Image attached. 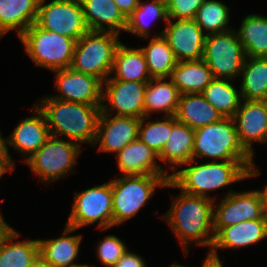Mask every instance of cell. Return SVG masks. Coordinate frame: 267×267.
Returning <instances> with one entry per match:
<instances>
[{
  "instance_id": "cell-1",
  "label": "cell",
  "mask_w": 267,
  "mask_h": 267,
  "mask_svg": "<svg viewBox=\"0 0 267 267\" xmlns=\"http://www.w3.org/2000/svg\"><path fill=\"white\" fill-rule=\"evenodd\" d=\"M171 204L163 219L178 238L185 256L189 253V246L194 242L196 245L208 247L210 251L215 235L214 200L180 192Z\"/></svg>"
},
{
  "instance_id": "cell-2",
  "label": "cell",
  "mask_w": 267,
  "mask_h": 267,
  "mask_svg": "<svg viewBox=\"0 0 267 267\" xmlns=\"http://www.w3.org/2000/svg\"><path fill=\"white\" fill-rule=\"evenodd\" d=\"M193 159L181 165L183 169L170 173V180L164 188H178L181 192L212 199L210 191H217L232 183L252 179L260 171L251 173L239 160L209 161L194 164ZM209 193V194H208Z\"/></svg>"
},
{
  "instance_id": "cell-3",
  "label": "cell",
  "mask_w": 267,
  "mask_h": 267,
  "mask_svg": "<svg viewBox=\"0 0 267 267\" xmlns=\"http://www.w3.org/2000/svg\"><path fill=\"white\" fill-rule=\"evenodd\" d=\"M41 99L36 105L44 114L51 136H64L80 145L94 144L101 106L67 102L50 96Z\"/></svg>"
},
{
  "instance_id": "cell-4",
  "label": "cell",
  "mask_w": 267,
  "mask_h": 267,
  "mask_svg": "<svg viewBox=\"0 0 267 267\" xmlns=\"http://www.w3.org/2000/svg\"><path fill=\"white\" fill-rule=\"evenodd\" d=\"M192 159L207 157L212 161L239 160L251 173L259 171L253 157L242 147L233 117L195 129Z\"/></svg>"
},
{
  "instance_id": "cell-5",
  "label": "cell",
  "mask_w": 267,
  "mask_h": 267,
  "mask_svg": "<svg viewBox=\"0 0 267 267\" xmlns=\"http://www.w3.org/2000/svg\"><path fill=\"white\" fill-rule=\"evenodd\" d=\"M170 175H124L112 179L113 227L136 216L159 187H165Z\"/></svg>"
},
{
  "instance_id": "cell-6",
  "label": "cell",
  "mask_w": 267,
  "mask_h": 267,
  "mask_svg": "<svg viewBox=\"0 0 267 267\" xmlns=\"http://www.w3.org/2000/svg\"><path fill=\"white\" fill-rule=\"evenodd\" d=\"M119 34L88 31L75 43L71 68L105 82L111 75Z\"/></svg>"
},
{
  "instance_id": "cell-7",
  "label": "cell",
  "mask_w": 267,
  "mask_h": 267,
  "mask_svg": "<svg viewBox=\"0 0 267 267\" xmlns=\"http://www.w3.org/2000/svg\"><path fill=\"white\" fill-rule=\"evenodd\" d=\"M26 54L37 67L50 71L71 67L76 41L32 24L20 37Z\"/></svg>"
},
{
  "instance_id": "cell-8",
  "label": "cell",
  "mask_w": 267,
  "mask_h": 267,
  "mask_svg": "<svg viewBox=\"0 0 267 267\" xmlns=\"http://www.w3.org/2000/svg\"><path fill=\"white\" fill-rule=\"evenodd\" d=\"M81 146L72 140L51 136L25 163L43 183H53L74 173Z\"/></svg>"
},
{
  "instance_id": "cell-9",
  "label": "cell",
  "mask_w": 267,
  "mask_h": 267,
  "mask_svg": "<svg viewBox=\"0 0 267 267\" xmlns=\"http://www.w3.org/2000/svg\"><path fill=\"white\" fill-rule=\"evenodd\" d=\"M111 180L99 186L74 192V200L66 225L79 229L97 224L100 230L113 227Z\"/></svg>"
},
{
  "instance_id": "cell-10",
  "label": "cell",
  "mask_w": 267,
  "mask_h": 267,
  "mask_svg": "<svg viewBox=\"0 0 267 267\" xmlns=\"http://www.w3.org/2000/svg\"><path fill=\"white\" fill-rule=\"evenodd\" d=\"M215 78L236 80L241 75L246 54L234 30L206 36L203 58Z\"/></svg>"
},
{
  "instance_id": "cell-11",
  "label": "cell",
  "mask_w": 267,
  "mask_h": 267,
  "mask_svg": "<svg viewBox=\"0 0 267 267\" xmlns=\"http://www.w3.org/2000/svg\"><path fill=\"white\" fill-rule=\"evenodd\" d=\"M40 0L35 24L77 41L89 31L80 0Z\"/></svg>"
},
{
  "instance_id": "cell-12",
  "label": "cell",
  "mask_w": 267,
  "mask_h": 267,
  "mask_svg": "<svg viewBox=\"0 0 267 267\" xmlns=\"http://www.w3.org/2000/svg\"><path fill=\"white\" fill-rule=\"evenodd\" d=\"M146 86L147 82L121 81L108 77L103 82L101 111L111 115L115 112V116L143 118Z\"/></svg>"
},
{
  "instance_id": "cell-13",
  "label": "cell",
  "mask_w": 267,
  "mask_h": 267,
  "mask_svg": "<svg viewBox=\"0 0 267 267\" xmlns=\"http://www.w3.org/2000/svg\"><path fill=\"white\" fill-rule=\"evenodd\" d=\"M246 220L262 219V190L236 192L232 189L219 203L214 201L213 230L216 234L221 228Z\"/></svg>"
},
{
  "instance_id": "cell-14",
  "label": "cell",
  "mask_w": 267,
  "mask_h": 267,
  "mask_svg": "<svg viewBox=\"0 0 267 267\" xmlns=\"http://www.w3.org/2000/svg\"><path fill=\"white\" fill-rule=\"evenodd\" d=\"M55 91L50 97L62 101L102 106L103 82L97 77L73 70H55Z\"/></svg>"
},
{
  "instance_id": "cell-15",
  "label": "cell",
  "mask_w": 267,
  "mask_h": 267,
  "mask_svg": "<svg viewBox=\"0 0 267 267\" xmlns=\"http://www.w3.org/2000/svg\"><path fill=\"white\" fill-rule=\"evenodd\" d=\"M161 33L178 62L203 58L207 35L194 19L176 20L175 22L168 19L166 28Z\"/></svg>"
},
{
  "instance_id": "cell-16",
  "label": "cell",
  "mask_w": 267,
  "mask_h": 267,
  "mask_svg": "<svg viewBox=\"0 0 267 267\" xmlns=\"http://www.w3.org/2000/svg\"><path fill=\"white\" fill-rule=\"evenodd\" d=\"M35 107V108H34ZM33 107V116L20 120L14 131L7 138L4 137V150L9 152V146L24 156L26 162L51 137L44 114L37 105ZM35 114V115H34ZM9 145V146H8Z\"/></svg>"
},
{
  "instance_id": "cell-17",
  "label": "cell",
  "mask_w": 267,
  "mask_h": 267,
  "mask_svg": "<svg viewBox=\"0 0 267 267\" xmlns=\"http://www.w3.org/2000/svg\"><path fill=\"white\" fill-rule=\"evenodd\" d=\"M140 118L115 116L101 111L93 147L98 151L118 153L127 144L138 139Z\"/></svg>"
},
{
  "instance_id": "cell-18",
  "label": "cell",
  "mask_w": 267,
  "mask_h": 267,
  "mask_svg": "<svg viewBox=\"0 0 267 267\" xmlns=\"http://www.w3.org/2000/svg\"><path fill=\"white\" fill-rule=\"evenodd\" d=\"M242 147L254 157L252 143L267 142V109L261 100L242 99L233 116Z\"/></svg>"
},
{
  "instance_id": "cell-19",
  "label": "cell",
  "mask_w": 267,
  "mask_h": 267,
  "mask_svg": "<svg viewBox=\"0 0 267 267\" xmlns=\"http://www.w3.org/2000/svg\"><path fill=\"white\" fill-rule=\"evenodd\" d=\"M116 159L123 175H170L157 163L158 154L140 139L127 144L117 153Z\"/></svg>"
},
{
  "instance_id": "cell-20",
  "label": "cell",
  "mask_w": 267,
  "mask_h": 267,
  "mask_svg": "<svg viewBox=\"0 0 267 267\" xmlns=\"http://www.w3.org/2000/svg\"><path fill=\"white\" fill-rule=\"evenodd\" d=\"M265 238H267V227L263 220H246L221 228L214 235L209 252L218 256L219 249H241L259 243Z\"/></svg>"
},
{
  "instance_id": "cell-21",
  "label": "cell",
  "mask_w": 267,
  "mask_h": 267,
  "mask_svg": "<svg viewBox=\"0 0 267 267\" xmlns=\"http://www.w3.org/2000/svg\"><path fill=\"white\" fill-rule=\"evenodd\" d=\"M89 31H125L127 18L113 0H80Z\"/></svg>"
},
{
  "instance_id": "cell-22",
  "label": "cell",
  "mask_w": 267,
  "mask_h": 267,
  "mask_svg": "<svg viewBox=\"0 0 267 267\" xmlns=\"http://www.w3.org/2000/svg\"><path fill=\"white\" fill-rule=\"evenodd\" d=\"M195 131L186 124L176 120L172 116V130L169 138L158 155V160L170 165L167 169L177 170L181 166L192 160V151L194 146Z\"/></svg>"
},
{
  "instance_id": "cell-23",
  "label": "cell",
  "mask_w": 267,
  "mask_h": 267,
  "mask_svg": "<svg viewBox=\"0 0 267 267\" xmlns=\"http://www.w3.org/2000/svg\"><path fill=\"white\" fill-rule=\"evenodd\" d=\"M77 229L65 226L61 237L38 239L40 255L53 267H69L77 264L82 235H70ZM70 235V236H69Z\"/></svg>"
},
{
  "instance_id": "cell-24",
  "label": "cell",
  "mask_w": 267,
  "mask_h": 267,
  "mask_svg": "<svg viewBox=\"0 0 267 267\" xmlns=\"http://www.w3.org/2000/svg\"><path fill=\"white\" fill-rule=\"evenodd\" d=\"M40 0H0V39L11 30L18 38L35 23Z\"/></svg>"
},
{
  "instance_id": "cell-25",
  "label": "cell",
  "mask_w": 267,
  "mask_h": 267,
  "mask_svg": "<svg viewBox=\"0 0 267 267\" xmlns=\"http://www.w3.org/2000/svg\"><path fill=\"white\" fill-rule=\"evenodd\" d=\"M174 116L177 121L194 130L223 118L219 111L206 101L202 93L181 94Z\"/></svg>"
},
{
  "instance_id": "cell-26",
  "label": "cell",
  "mask_w": 267,
  "mask_h": 267,
  "mask_svg": "<svg viewBox=\"0 0 267 267\" xmlns=\"http://www.w3.org/2000/svg\"><path fill=\"white\" fill-rule=\"evenodd\" d=\"M214 78L203 59L178 62L169 77L180 94L202 93Z\"/></svg>"
},
{
  "instance_id": "cell-27",
  "label": "cell",
  "mask_w": 267,
  "mask_h": 267,
  "mask_svg": "<svg viewBox=\"0 0 267 267\" xmlns=\"http://www.w3.org/2000/svg\"><path fill=\"white\" fill-rule=\"evenodd\" d=\"M180 95L178 88L169 78H152L145 89L144 116L149 117L155 112L174 116Z\"/></svg>"
},
{
  "instance_id": "cell-28",
  "label": "cell",
  "mask_w": 267,
  "mask_h": 267,
  "mask_svg": "<svg viewBox=\"0 0 267 267\" xmlns=\"http://www.w3.org/2000/svg\"><path fill=\"white\" fill-rule=\"evenodd\" d=\"M111 74L113 79L121 81L149 82L152 79L142 49L129 48L122 43L116 50Z\"/></svg>"
},
{
  "instance_id": "cell-29",
  "label": "cell",
  "mask_w": 267,
  "mask_h": 267,
  "mask_svg": "<svg viewBox=\"0 0 267 267\" xmlns=\"http://www.w3.org/2000/svg\"><path fill=\"white\" fill-rule=\"evenodd\" d=\"M19 236L20 233L12 228L3 238L0 244V267H30L40 255L38 239L16 241Z\"/></svg>"
},
{
  "instance_id": "cell-30",
  "label": "cell",
  "mask_w": 267,
  "mask_h": 267,
  "mask_svg": "<svg viewBox=\"0 0 267 267\" xmlns=\"http://www.w3.org/2000/svg\"><path fill=\"white\" fill-rule=\"evenodd\" d=\"M235 30L246 57L267 58V16L249 14Z\"/></svg>"
},
{
  "instance_id": "cell-31",
  "label": "cell",
  "mask_w": 267,
  "mask_h": 267,
  "mask_svg": "<svg viewBox=\"0 0 267 267\" xmlns=\"http://www.w3.org/2000/svg\"><path fill=\"white\" fill-rule=\"evenodd\" d=\"M140 48L151 78H169L178 61L162 33L152 36L148 45Z\"/></svg>"
},
{
  "instance_id": "cell-32",
  "label": "cell",
  "mask_w": 267,
  "mask_h": 267,
  "mask_svg": "<svg viewBox=\"0 0 267 267\" xmlns=\"http://www.w3.org/2000/svg\"><path fill=\"white\" fill-rule=\"evenodd\" d=\"M240 81L244 100H262L267 94V58L246 57Z\"/></svg>"
},
{
  "instance_id": "cell-33",
  "label": "cell",
  "mask_w": 267,
  "mask_h": 267,
  "mask_svg": "<svg viewBox=\"0 0 267 267\" xmlns=\"http://www.w3.org/2000/svg\"><path fill=\"white\" fill-rule=\"evenodd\" d=\"M160 19L164 20L165 24H167L166 0H152L145 3H142L140 0L138 7L127 17L125 32L137 35L143 39H149L151 37L150 25L153 21H159Z\"/></svg>"
},
{
  "instance_id": "cell-34",
  "label": "cell",
  "mask_w": 267,
  "mask_h": 267,
  "mask_svg": "<svg viewBox=\"0 0 267 267\" xmlns=\"http://www.w3.org/2000/svg\"><path fill=\"white\" fill-rule=\"evenodd\" d=\"M234 80L214 78L202 92L209 102L223 117H233L240 107L242 97L233 83Z\"/></svg>"
},
{
  "instance_id": "cell-35",
  "label": "cell",
  "mask_w": 267,
  "mask_h": 267,
  "mask_svg": "<svg viewBox=\"0 0 267 267\" xmlns=\"http://www.w3.org/2000/svg\"><path fill=\"white\" fill-rule=\"evenodd\" d=\"M230 8L218 0H205L194 18L206 35L223 33L229 28Z\"/></svg>"
},
{
  "instance_id": "cell-36",
  "label": "cell",
  "mask_w": 267,
  "mask_h": 267,
  "mask_svg": "<svg viewBox=\"0 0 267 267\" xmlns=\"http://www.w3.org/2000/svg\"><path fill=\"white\" fill-rule=\"evenodd\" d=\"M150 119L151 116H144L141 118L138 139L159 155L171 133L172 116L164 115V120L158 121H152Z\"/></svg>"
},
{
  "instance_id": "cell-37",
  "label": "cell",
  "mask_w": 267,
  "mask_h": 267,
  "mask_svg": "<svg viewBox=\"0 0 267 267\" xmlns=\"http://www.w3.org/2000/svg\"><path fill=\"white\" fill-rule=\"evenodd\" d=\"M96 249V256L105 267H112L128 250L127 245L115 235H106Z\"/></svg>"
},
{
  "instance_id": "cell-38",
  "label": "cell",
  "mask_w": 267,
  "mask_h": 267,
  "mask_svg": "<svg viewBox=\"0 0 267 267\" xmlns=\"http://www.w3.org/2000/svg\"><path fill=\"white\" fill-rule=\"evenodd\" d=\"M205 0H166L170 20L194 19Z\"/></svg>"
},
{
  "instance_id": "cell-39",
  "label": "cell",
  "mask_w": 267,
  "mask_h": 267,
  "mask_svg": "<svg viewBox=\"0 0 267 267\" xmlns=\"http://www.w3.org/2000/svg\"><path fill=\"white\" fill-rule=\"evenodd\" d=\"M112 267H147L144 259L129 249Z\"/></svg>"
},
{
  "instance_id": "cell-40",
  "label": "cell",
  "mask_w": 267,
  "mask_h": 267,
  "mask_svg": "<svg viewBox=\"0 0 267 267\" xmlns=\"http://www.w3.org/2000/svg\"><path fill=\"white\" fill-rule=\"evenodd\" d=\"M127 18L139 5L140 0H113Z\"/></svg>"
},
{
  "instance_id": "cell-41",
  "label": "cell",
  "mask_w": 267,
  "mask_h": 267,
  "mask_svg": "<svg viewBox=\"0 0 267 267\" xmlns=\"http://www.w3.org/2000/svg\"><path fill=\"white\" fill-rule=\"evenodd\" d=\"M15 169V163L11 160L10 156L6 153L5 150H3L0 153V178L5 174V172L14 171Z\"/></svg>"
},
{
  "instance_id": "cell-42",
  "label": "cell",
  "mask_w": 267,
  "mask_h": 267,
  "mask_svg": "<svg viewBox=\"0 0 267 267\" xmlns=\"http://www.w3.org/2000/svg\"><path fill=\"white\" fill-rule=\"evenodd\" d=\"M223 261L219 258V255H213L208 251V255L206 256L204 262L201 267H223Z\"/></svg>"
},
{
  "instance_id": "cell-43",
  "label": "cell",
  "mask_w": 267,
  "mask_h": 267,
  "mask_svg": "<svg viewBox=\"0 0 267 267\" xmlns=\"http://www.w3.org/2000/svg\"><path fill=\"white\" fill-rule=\"evenodd\" d=\"M262 219L267 227V185L262 190Z\"/></svg>"
},
{
  "instance_id": "cell-44",
  "label": "cell",
  "mask_w": 267,
  "mask_h": 267,
  "mask_svg": "<svg viewBox=\"0 0 267 267\" xmlns=\"http://www.w3.org/2000/svg\"><path fill=\"white\" fill-rule=\"evenodd\" d=\"M9 224L4 220V218H0V244L3 238L8 234V232L12 229Z\"/></svg>"
},
{
  "instance_id": "cell-45",
  "label": "cell",
  "mask_w": 267,
  "mask_h": 267,
  "mask_svg": "<svg viewBox=\"0 0 267 267\" xmlns=\"http://www.w3.org/2000/svg\"><path fill=\"white\" fill-rule=\"evenodd\" d=\"M30 267H53L49 264L41 255H39L36 260L31 264Z\"/></svg>"
},
{
  "instance_id": "cell-46",
  "label": "cell",
  "mask_w": 267,
  "mask_h": 267,
  "mask_svg": "<svg viewBox=\"0 0 267 267\" xmlns=\"http://www.w3.org/2000/svg\"><path fill=\"white\" fill-rule=\"evenodd\" d=\"M4 150V138L2 136V133L0 131V153Z\"/></svg>"
},
{
  "instance_id": "cell-47",
  "label": "cell",
  "mask_w": 267,
  "mask_h": 267,
  "mask_svg": "<svg viewBox=\"0 0 267 267\" xmlns=\"http://www.w3.org/2000/svg\"><path fill=\"white\" fill-rule=\"evenodd\" d=\"M69 267H95L94 265H88L87 263H85V264H80V263H77V264H75V265H71V266H69Z\"/></svg>"
},
{
  "instance_id": "cell-48",
  "label": "cell",
  "mask_w": 267,
  "mask_h": 267,
  "mask_svg": "<svg viewBox=\"0 0 267 267\" xmlns=\"http://www.w3.org/2000/svg\"><path fill=\"white\" fill-rule=\"evenodd\" d=\"M169 267H187V266H184V265H181V264H179V263H173V264H171Z\"/></svg>"
},
{
  "instance_id": "cell-49",
  "label": "cell",
  "mask_w": 267,
  "mask_h": 267,
  "mask_svg": "<svg viewBox=\"0 0 267 267\" xmlns=\"http://www.w3.org/2000/svg\"><path fill=\"white\" fill-rule=\"evenodd\" d=\"M261 101L264 103V105L267 109V94L264 96V98Z\"/></svg>"
}]
</instances>
